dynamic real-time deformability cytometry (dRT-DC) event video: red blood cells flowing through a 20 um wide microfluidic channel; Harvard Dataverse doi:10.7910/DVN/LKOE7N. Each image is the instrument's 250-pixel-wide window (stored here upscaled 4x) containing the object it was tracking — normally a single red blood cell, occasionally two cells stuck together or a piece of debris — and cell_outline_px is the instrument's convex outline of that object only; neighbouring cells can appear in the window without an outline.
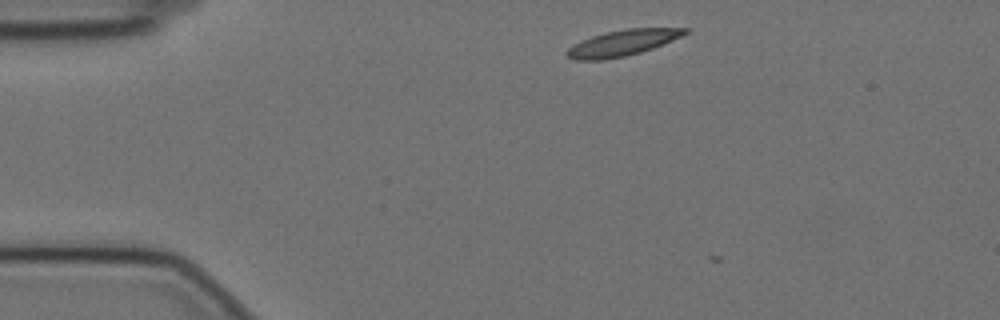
{"species": "Egyptian fruit bat (a non-hibernating species)", "species_latin": "Rousettus aegyptiacus", "temperature_condition": "cold", "stored_images_in_passage": 3, "camera_frame_rate_fps": 3000, "um_per_image_px": 0.085, "animal": {"sex": "female"}, "frame": {"image": 1, "passage_image": 2, "time_ms": 0.333, "image_size_px": [1000, 320], "cell_outline_px": [[688, 32], [680, 36], [652, 48], [640, 52], [624, 56], [604, 60], [576, 60], [568, 56], [564, 52], [572, 44], [580, 40], [604, 32], [628, 28], [688, 28]], "centroid_in_image_um": [52.83, 3.64], "position_along_channel_um": 32.2, "area_um2": 17.69}}